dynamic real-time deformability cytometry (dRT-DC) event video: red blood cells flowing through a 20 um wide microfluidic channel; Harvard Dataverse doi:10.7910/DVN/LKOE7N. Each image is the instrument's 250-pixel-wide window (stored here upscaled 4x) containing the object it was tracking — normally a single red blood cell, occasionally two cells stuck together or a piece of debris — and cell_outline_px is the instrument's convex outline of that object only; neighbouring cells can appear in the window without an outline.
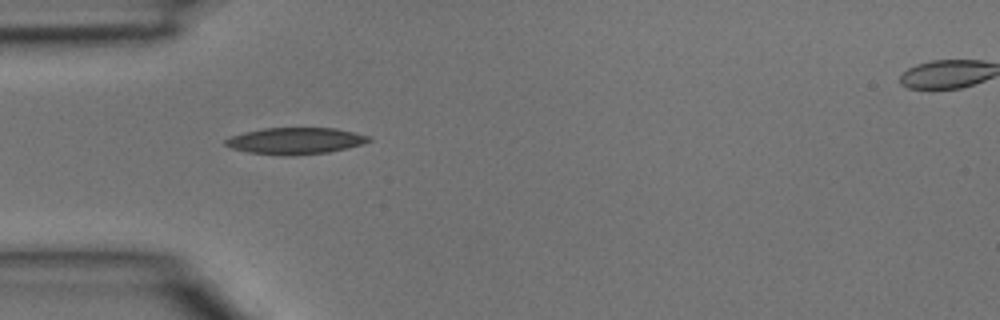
{"species": "common noctule bat (a hibernating species)", "species_latin": "Nyctalus noctula", "temperature_condition": "room temperature", "stored_images_in_passage": 4, "camera_frame_rate_fps": 3000, "um_per_image_px": 0.085, "animal": {"sex": "male", "body_mass_g": 15.6}, "frame": {"image": 1, "passage_image": 3, "time_ms": 0.667, "image_size_px": [1000, 320], "cell_outline_px": [[372, 140], [360, 144], [328, 152], [296, 156], [284, 156], [248, 152], [232, 148], [224, 144], [224, 140], [232, 136], [244, 132], [264, 128], [336, 128], [368, 136]], "centroid_in_image_um": [25.06, 11.98], "position_along_channel_um": 59.9, "area_um2": 22.02}}